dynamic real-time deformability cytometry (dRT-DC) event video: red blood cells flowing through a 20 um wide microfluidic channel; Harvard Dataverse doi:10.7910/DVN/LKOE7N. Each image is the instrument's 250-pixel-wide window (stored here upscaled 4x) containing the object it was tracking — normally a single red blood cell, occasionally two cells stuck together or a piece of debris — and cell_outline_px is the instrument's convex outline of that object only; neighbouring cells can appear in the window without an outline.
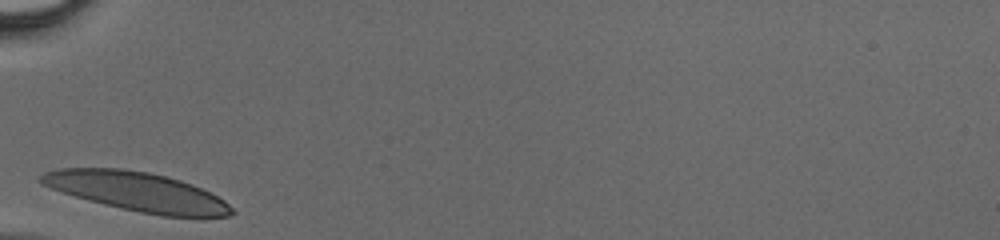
{"species": "human", "species_latin": "Homo sapiens", "temperature_condition": "cold", "stored_images_in_passage": 23, "camera_frame_rate_fps": 3000, "um_per_image_px": 0.085, "donor": {"sex": "male"}, "frame": {"image": 1, "passage_image": 1, "time_ms": 0.0, "image_size_px": [1000, 240], "cell_outline_px": [[236, 212], [228, 216], [160, 216], [120, 208], [88, 200], [52, 188], [44, 184], [40, 180], [40, 176], [44, 172], [60, 168], [120, 168], [148, 172], [180, 180], [192, 184], [224, 200]], "centroid_in_image_um": [11.66, 16.29], "position_along_channel_um": 73.3, "area_um2": 42.77}}
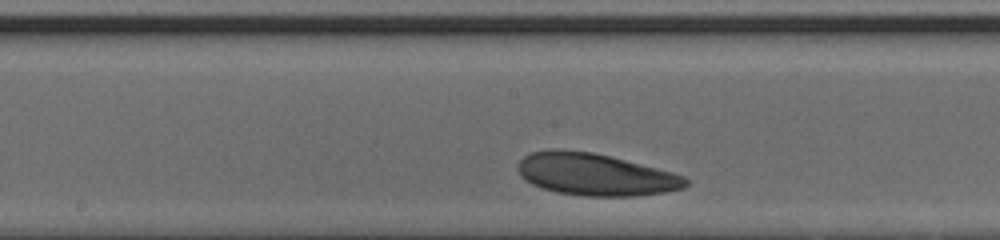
{"frame": {"image": 2, "passage_image": 10, "time_ms": 3.0, "image_size_px": [1000, 240], "cell_outline_px": [[688, 184], [684, 188], [664, 192], [636, 196], [584, 196], [556, 192], [540, 188], [524, 180], [520, 176], [516, 168], [516, 164], [524, 156], [532, 152], [552, 148], [556, 148], [592, 152], [672, 172], [684, 176], [688, 180]], "centroid_in_image_um": [50.53, 14.83], "position_along_channel_um": 197.7, "area_um2": 41.33}}
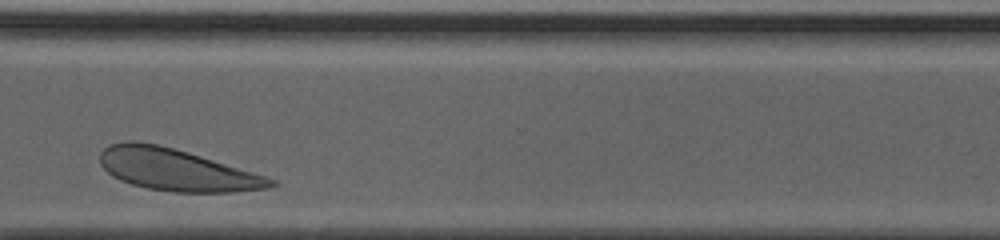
{"frame": {"image": 3, "passage_image": 21, "time_ms": 6.667, "image_size_px": [1000, 240], "cell_outline_px": [[276, 184], [272, 188], [232, 192], [172, 192], [148, 188], [132, 184], [120, 180], [112, 176], [100, 164], [100, 152], [108, 144], [124, 140], [132, 140], [156, 144], [188, 152], [264, 176], [276, 180]], "centroid_in_image_um": [14.95, 14.43], "position_along_channel_um": 355.6, "area_um2": 41.38}}